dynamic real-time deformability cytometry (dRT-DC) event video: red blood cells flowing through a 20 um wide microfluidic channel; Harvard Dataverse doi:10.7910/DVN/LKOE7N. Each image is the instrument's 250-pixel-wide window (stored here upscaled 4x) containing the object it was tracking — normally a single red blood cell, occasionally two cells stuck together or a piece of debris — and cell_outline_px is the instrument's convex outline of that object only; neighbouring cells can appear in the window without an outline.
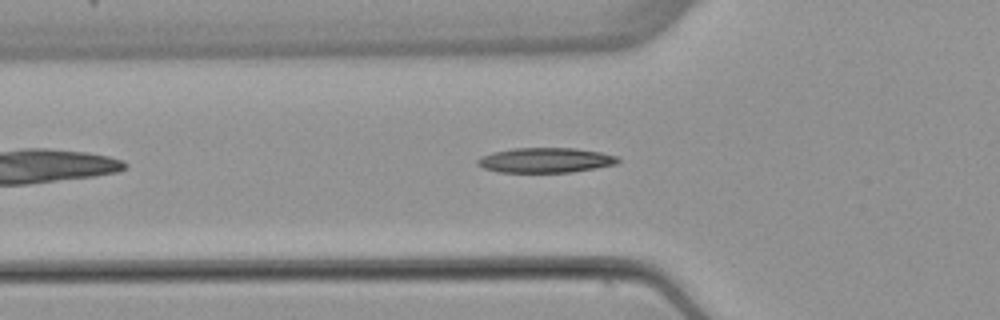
{"species": "common noctule bat (a hibernating species)", "species_latin": "Nyctalus noctula", "temperature_condition": "warm", "stored_images_in_passage": 37, "camera_frame_rate_fps": 3000, "um_per_image_px": 0.085, "animal": {"sex": "female", "body_mass_g": 22.7, "forearm_length_mm": 54.2}, "frame": {"image": 1, "passage_image": 7, "time_ms": 2.0, "image_size_px": [1000, 320], "cell_outline_px": [[620, 160], [616, 164], [596, 168], [572, 172], [500, 172], [484, 168], [476, 164], [476, 160], [480, 156], [492, 152], [512, 148], [576, 148], [600, 152], [620, 156]], "centroid_in_image_um": [46.37, 13.61], "position_along_channel_um": 79.4, "area_um2": 20.58}}
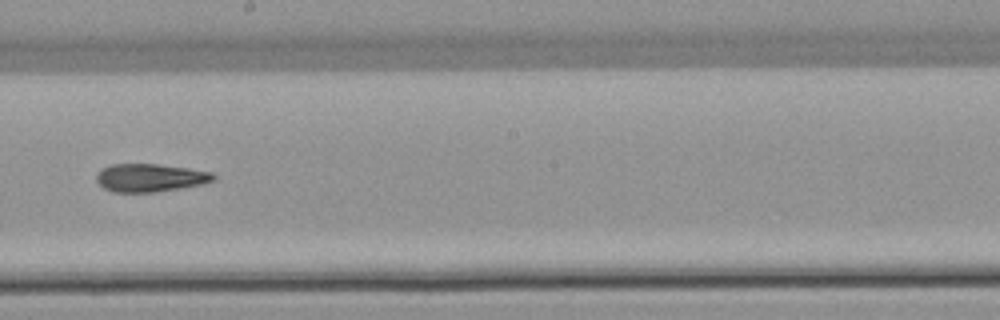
{"frame": {"image": 2, "passage_image": 19, "time_ms": 6.0, "image_size_px": [1000, 320], "cell_outline_px": [[216, 180], [204, 184], [156, 192], [112, 192], [104, 188], [96, 180], [96, 176], [104, 168], [112, 164], [156, 164], [188, 168], [212, 172], [216, 176]], "centroid_in_image_um": [12.81, 15.11], "position_along_channel_um": 235.4, "area_um2": 19.07}}
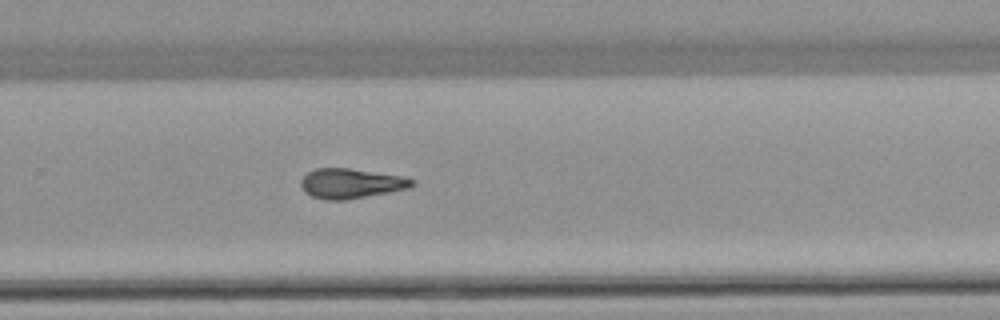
{"frame": {"image": 3, "passage_image": 24, "time_ms": 7.667, "image_size_px": [1000, 320], "cell_outline_px": [[416, 184], [408, 188], [348, 200], [324, 200], [312, 196], [304, 192], [300, 184], [300, 180], [308, 172], [316, 168], [348, 168], [404, 176], [416, 180]], "centroid_in_image_um": [29.83, 15.59], "position_along_channel_um": 300.0, "area_um2": 19.48}, "authors_computed_cell_mechanics": {"area_um2": 19.074, "velocity_mm_per_s": 3.893, "shape_relaxation_time_tau1_ms": null, "shape_relaxation_time_tau2_ms": 6.021, "deformation_change_tau1": null, "deformation_change_tau2": 0.1756}}